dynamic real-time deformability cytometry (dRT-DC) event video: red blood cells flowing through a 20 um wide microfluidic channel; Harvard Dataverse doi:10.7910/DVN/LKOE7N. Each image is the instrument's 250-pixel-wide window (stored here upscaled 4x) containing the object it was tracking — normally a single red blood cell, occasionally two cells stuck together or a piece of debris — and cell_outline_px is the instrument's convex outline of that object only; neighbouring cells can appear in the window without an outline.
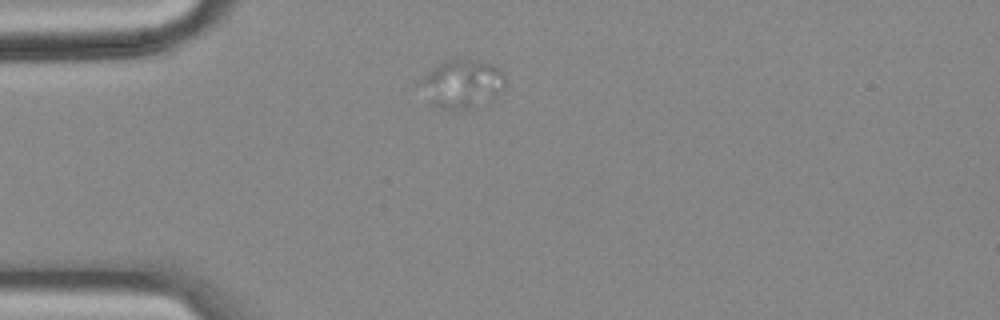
{"species": "common noctule bat (a hibernating species)", "species_latin": "Nyctalus noctula", "temperature_condition": "cold", "stored_images_in_passage": 27, "camera_frame_rate_fps": 3000, "um_per_image_px": 0.085, "animal": {"sex": "female", "body_mass_g": 18.4}, "frame": {"image": 1, "passage_image": 5, "time_ms": 1.333, "image_size_px": [1000, 320], "cell_outline_px": [[504, 88], [496, 96], [472, 108], [440, 108], [428, 104], [416, 84], [416, 80], [432, 68], [444, 60], [476, 60], [500, 68], [504, 72]], "centroid_in_image_um": [39.17, 7.13], "position_along_channel_um": 45.8, "area_um2": 24.22}}
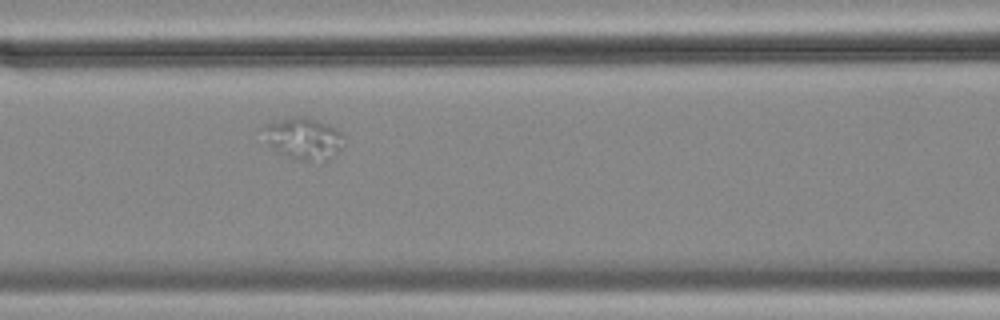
{"frame": {"image": 2, "passage_image": 15, "time_ms": 4.667, "image_size_px": [1000, 320], "cell_outline_px": [[340, 148], [324, 160], [296, 160], [280, 152], [268, 140], [264, 128], [268, 124], [292, 116], [304, 116], [316, 120], [336, 128], [340, 132]], "centroid_in_image_um": [25.81, 11.74], "position_along_channel_um": 140.8, "area_um2": 18.32}}
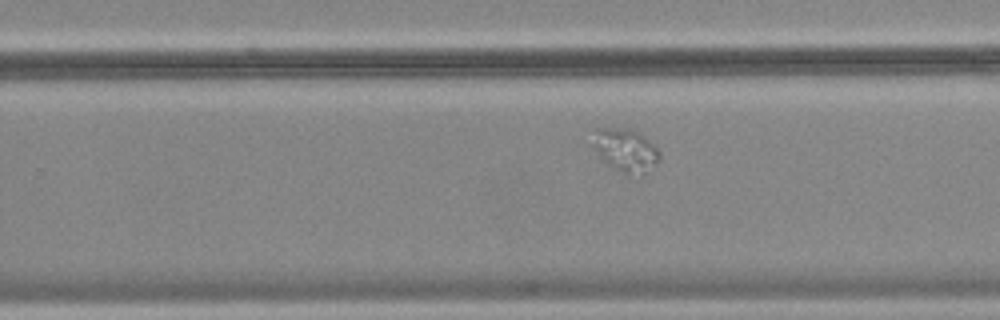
{"frame": {"image": 3, "passage_image": 27, "time_ms": 8.667, "image_size_px": [1000, 320], "cell_outline_px": [[660, 160], [656, 164], [644, 172], [628, 176], [608, 164], [600, 156], [592, 144], [592, 128], [632, 128], [644, 136], [660, 152]], "centroid_in_image_um": [53.15, 12.73], "position_along_channel_um": 276.7, "area_um2": 16.76}}